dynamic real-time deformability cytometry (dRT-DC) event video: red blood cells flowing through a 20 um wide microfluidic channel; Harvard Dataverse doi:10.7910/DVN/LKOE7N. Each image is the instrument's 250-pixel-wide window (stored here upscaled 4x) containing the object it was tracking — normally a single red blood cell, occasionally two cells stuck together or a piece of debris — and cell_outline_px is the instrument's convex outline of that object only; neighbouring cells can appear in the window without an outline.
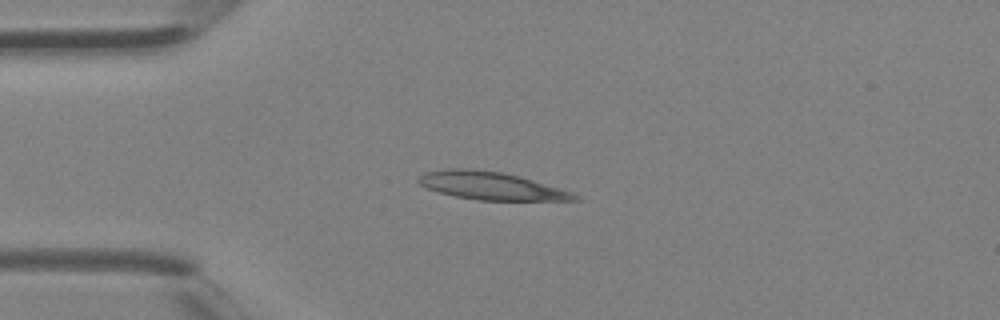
{"species": "Egyptian fruit bat (a non-hibernating species)", "species_latin": "Rousettus aegyptiacus", "temperature_condition": "room temperature", "stored_images_in_passage": 39, "camera_frame_rate_fps": 3000, "um_per_image_px": 0.085, "animal": {"sex": "female"}, "frame": {"image": 1, "passage_image": 9, "time_ms": 2.667, "image_size_px": [1000, 320], "cell_outline_px": [[580, 200], [476, 200], [456, 196], [440, 192], [428, 188], [420, 184], [416, 180], [424, 172], [444, 168], [468, 168], [504, 172], [520, 176], [560, 188], [572, 192], [580, 196]], "centroid_in_image_um": [41.73, 15.78], "position_along_channel_um": 43.3, "area_um2": 25.32}}
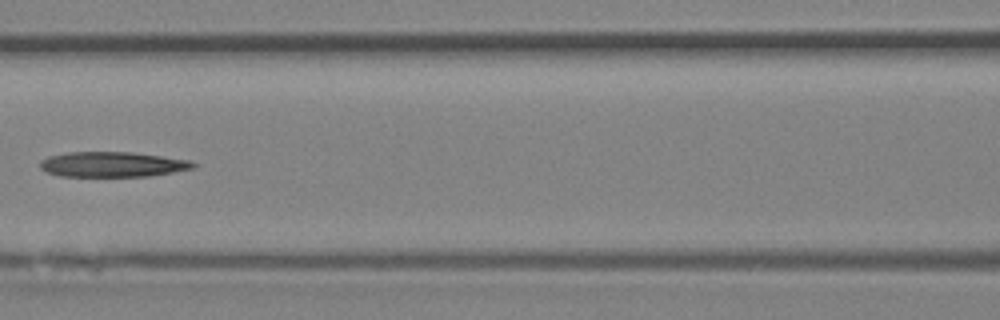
{"frame": {"image": 2, "passage_image": 17, "time_ms": 5.333, "image_size_px": [1000, 320], "cell_outline_px": [[196, 168], [148, 176], [60, 176], [48, 172], [40, 168], [40, 160], [48, 156], [68, 152], [132, 152], [192, 160], [196, 164]], "centroid_in_image_um": [9.58, 13.96], "position_along_channel_um": 157.0, "area_um2": 22.48}}
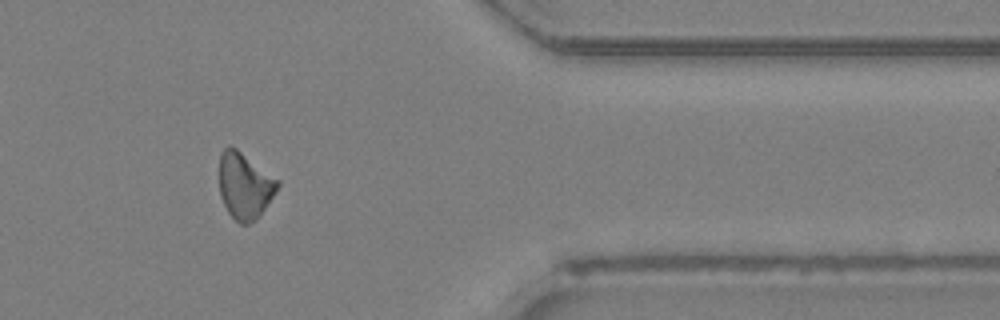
{"frame": {"image": 3, "passage_image": 32, "time_ms": 10.333, "image_size_px": [1000, 320], "cell_outline_px": [[280, 184], [276, 192], [256, 220], [248, 224], [240, 224], [228, 212], [220, 196], [220, 152], [228, 144], [236, 148], [280, 180]], "centroid_in_image_um": [20.81, 15.77], "position_along_channel_um": 390.6, "area_um2": 22.54}}